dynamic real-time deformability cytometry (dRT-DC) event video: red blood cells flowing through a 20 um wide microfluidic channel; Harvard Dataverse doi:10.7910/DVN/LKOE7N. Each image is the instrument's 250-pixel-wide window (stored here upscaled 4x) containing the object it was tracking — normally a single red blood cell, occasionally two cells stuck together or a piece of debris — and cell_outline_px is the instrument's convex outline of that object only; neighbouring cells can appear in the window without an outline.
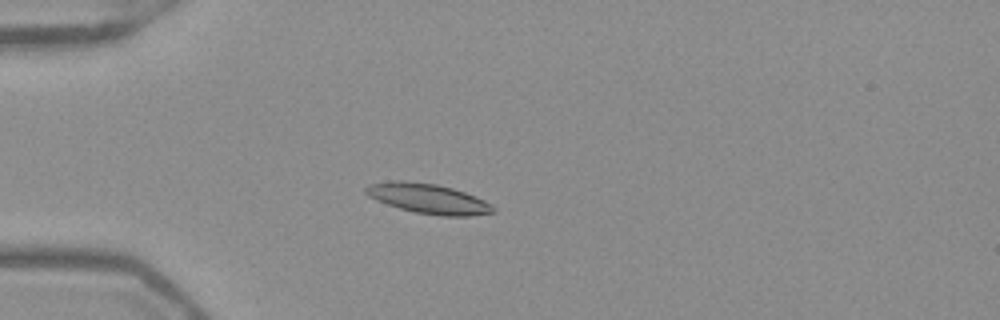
{"species": "Egyptian fruit bat (a non-hibernating species)", "species_latin": "Rousettus aegyptiacus", "temperature_condition": "warm", "stored_images_in_passage": 54, "camera_frame_rate_fps": 3000, "um_per_image_px": 0.085, "frame": {"image": 1, "passage_image": 16, "time_ms": 5.0, "image_size_px": [1000, 320], "cell_outline_px": [[496, 212], [468, 216], [444, 216], [416, 212], [400, 208], [376, 200], [368, 196], [364, 192], [364, 188], [368, 184], [392, 180], [404, 180], [436, 184], [452, 188], [464, 192], [484, 200], [492, 204], [496, 208]], "centroid_in_image_um": [36.39, 16.87], "position_along_channel_um": 48.6, "area_um2": 22.2}}
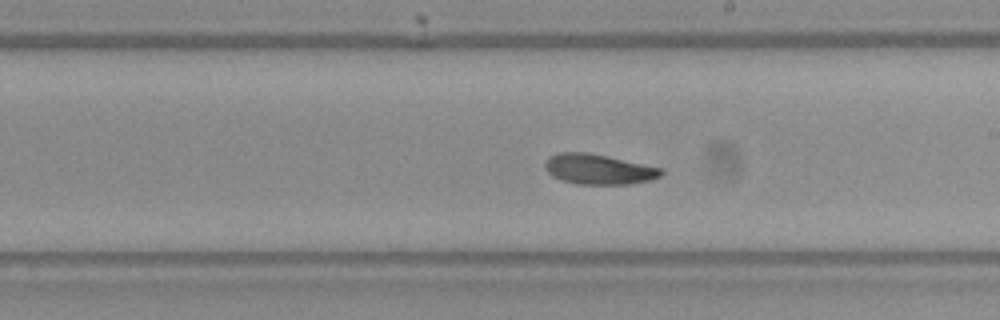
{"frame": {"image": 2, "passage_image": 32, "time_ms": 10.333, "image_size_px": [1000, 320], "cell_outline_px": [[664, 172], [660, 176], [648, 180], [628, 184], [576, 184], [560, 180], [552, 176], [544, 168], [544, 164], [548, 156], [560, 152], [588, 152], [608, 156], [660, 168]], "centroid_in_image_um": [50.81, 14.38], "position_along_channel_um": 238.2, "area_um2": 20.4}}
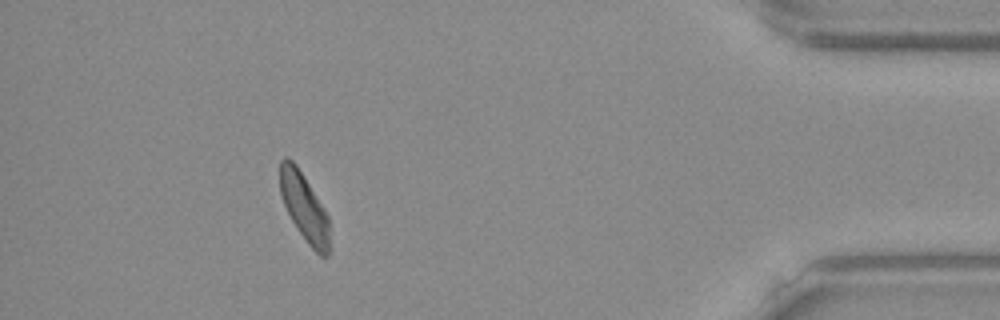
{"frame": {"image": 3, "passage_image": 49, "time_ms": 16.0, "image_size_px": [1000, 320], "cell_outline_px": [[332, 248], [328, 256], [320, 256], [308, 244], [296, 228], [280, 196], [280, 160], [284, 156], [288, 156], [296, 164], [324, 208], [328, 216]], "centroid_in_image_um": [25.89, 17.66], "position_along_channel_um": 409.3, "area_um2": 19.94}, "authors_computed_cell_mechanics": {"area_um2": 20.4901, "velocity_mm_per_s": 3.9066, "shape_relaxation_time_tau1_ms": 2.4707, "shape_relaxation_time_tau2_ms": 4.1922, "deformation_change_tau1": 0.1241, "deformation_change_tau2": 0.1096}}